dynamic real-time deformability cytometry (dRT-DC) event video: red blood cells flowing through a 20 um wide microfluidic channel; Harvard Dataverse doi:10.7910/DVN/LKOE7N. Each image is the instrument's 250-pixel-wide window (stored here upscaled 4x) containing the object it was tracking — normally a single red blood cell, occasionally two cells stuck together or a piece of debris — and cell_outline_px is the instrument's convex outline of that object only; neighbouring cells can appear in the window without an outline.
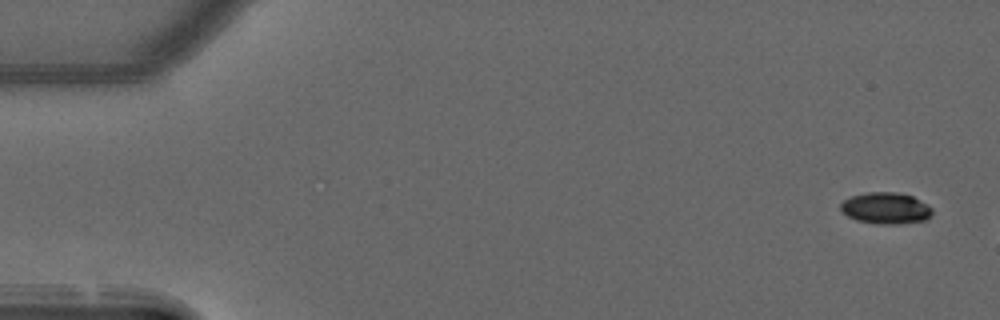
{"species": "common noctule bat (a hibernating species)", "species_latin": "Nyctalus noctula", "temperature_condition": "warm", "stored_images_in_passage": 6, "camera_frame_rate_fps": 3000, "um_per_image_px": 0.085, "animal": {"sex": "male", "forearm_length_mm": 52.5}, "frame": {"image": 1, "passage_image": 1, "time_ms": 0.0, "image_size_px": [1000, 320], "cell_outline_px": [[928, 212], [924, 216], [900, 220], [876, 220], [856, 216], [844, 208], [872, 196], [908, 196]], "centroid_in_image_um": [75.42, 17.71], "position_along_channel_um": 9.6, "area_um2": 10.69}}